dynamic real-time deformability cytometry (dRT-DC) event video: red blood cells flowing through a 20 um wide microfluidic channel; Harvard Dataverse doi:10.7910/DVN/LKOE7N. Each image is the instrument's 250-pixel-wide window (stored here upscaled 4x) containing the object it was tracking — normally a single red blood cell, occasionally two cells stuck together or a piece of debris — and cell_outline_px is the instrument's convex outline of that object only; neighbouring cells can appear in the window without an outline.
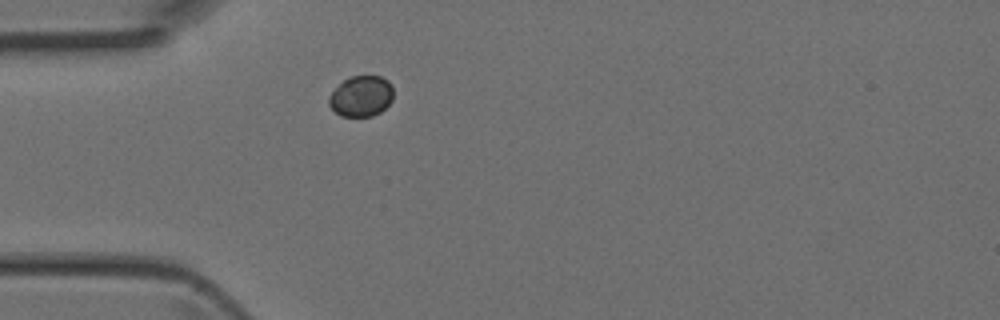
{"species": "Egyptian fruit bat (a non-hibernating species)", "species_latin": "Rousettus aegyptiacus", "temperature_condition": "room temperature", "stored_images_in_passage": 1, "camera_frame_rate_fps": 3000, "um_per_image_px": 0.085, "animal": {"sex": "female"}, "frame": {"image": 1, "passage_image": 1, "time_ms": 0.0, "image_size_px": [1000, 320], "cell_outline_px": [[392, 100], [380, 112], [372, 116], [340, 116], [328, 104], [328, 96], [344, 80], [352, 76], [380, 76], [388, 80], [392, 84]], "centroid_in_image_um": [30.7, 8.17], "position_along_channel_um": 54.3, "area_um2": 15.2}}